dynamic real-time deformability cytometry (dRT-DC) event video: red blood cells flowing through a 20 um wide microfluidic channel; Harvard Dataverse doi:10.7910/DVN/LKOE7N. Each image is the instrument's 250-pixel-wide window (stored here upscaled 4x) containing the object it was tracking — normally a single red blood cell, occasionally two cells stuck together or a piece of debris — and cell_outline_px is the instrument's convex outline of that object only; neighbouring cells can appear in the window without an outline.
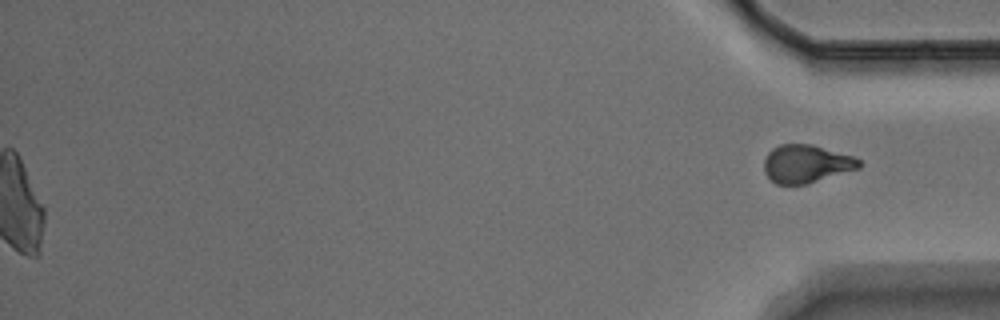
{"species": "Egyptian fruit bat (a non-hibernating species)", "species_latin": "Rousettus aegyptiacus", "temperature_condition": "warm", "stored_images_in_passage": 46, "segment_of_instrument_passage": [2, 2], "camera_frame_rate_fps": 3000, "um_per_image_px": 0.085, "animal": {"sex": "male"}, "frame": {"image": 1, "passage_image": 46, "time_ms": 15.0, "image_size_px": [1000, 320], "cell_outline_px": [[860, 168], [808, 184], [776, 184], [764, 172], [764, 160], [768, 152], [772, 148], [780, 144], [812, 144], [852, 156], [860, 160]], "centroid_in_image_um": [68.52, 13.92], "position_along_channel_um": 366.7, "area_um2": 21.04}}